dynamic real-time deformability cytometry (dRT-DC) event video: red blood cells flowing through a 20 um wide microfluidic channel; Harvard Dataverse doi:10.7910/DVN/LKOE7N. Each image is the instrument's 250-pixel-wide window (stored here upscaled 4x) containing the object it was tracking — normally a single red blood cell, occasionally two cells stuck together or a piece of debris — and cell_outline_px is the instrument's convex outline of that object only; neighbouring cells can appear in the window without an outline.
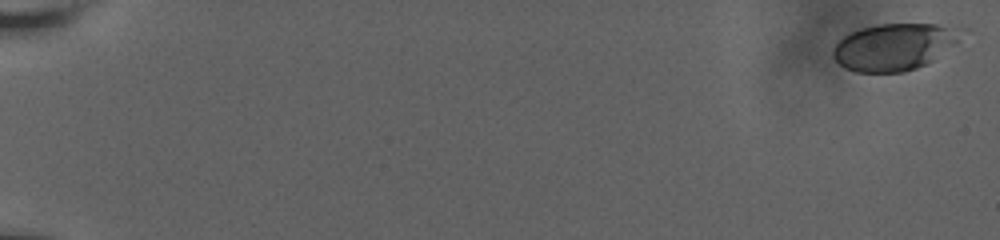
{"species": "human", "species_latin": "Homo sapiens", "temperature_condition": "room temperature", "stored_images_in_passage": 21, "camera_frame_rate_fps": 3000, "um_per_image_px": 0.085, "donor": {"sex": "male"}, "frame": {"image": 1, "passage_image": 1, "time_ms": 0.0, "image_size_px": [1000, 240], "cell_outline_px": [[968, 28], [960, 40], [956, 44], [928, 64], [904, 72], [856, 72], [844, 68], [832, 56], [832, 48], [844, 36], [860, 28], [876, 24], [936, 24]], "centroid_in_image_um": [76.07, 3.97], "position_along_channel_um": 8.9, "area_um2": 35.55}}
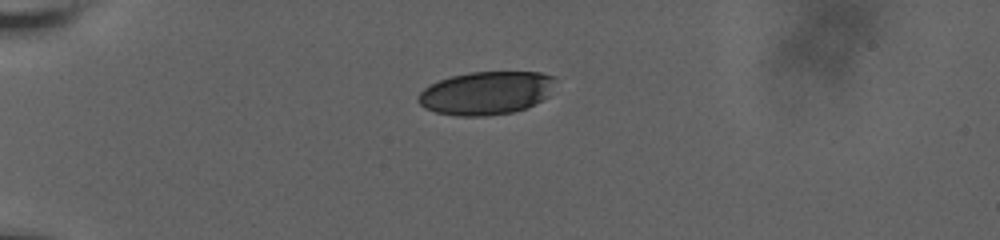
{"frame": {"image": 2, "passage_image": 15, "time_ms": 5.667, "image_size_px": [1000, 240], "cell_outline_px": [[556, 80], [548, 96], [524, 108], [512, 112], [488, 116], [456, 116], [436, 112], [424, 108], [416, 100], [420, 92], [424, 88], [440, 80], [452, 76], [468, 72], [540, 72], [556, 76]], "centroid_in_image_um": [41.31, 7.9], "position_along_channel_um": 43.7, "area_um2": 34.51}}
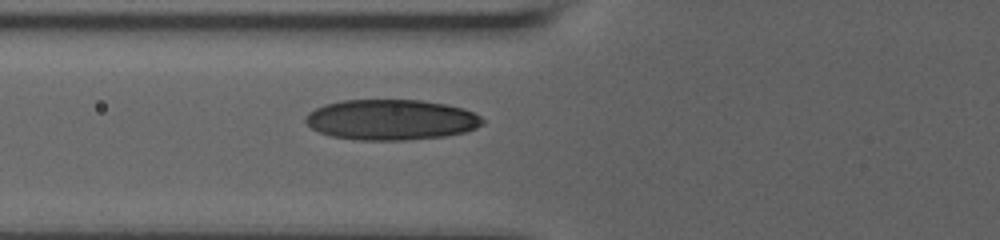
{"frame": {"image": 3, "passage_image": 21, "time_ms": 8.333, "image_size_px": [1000, 240], "cell_outline_px": [[484, 124], [468, 132], [444, 136], [404, 140], [356, 140], [332, 136], [320, 132], [312, 128], [304, 120], [304, 116], [308, 112], [324, 104], [344, 100], [420, 100], [444, 104], [464, 108], [480, 116], [484, 120]], "centroid_in_image_um": [33.25, 10.18], "position_along_channel_um": 92.5, "area_um2": 41.91}}